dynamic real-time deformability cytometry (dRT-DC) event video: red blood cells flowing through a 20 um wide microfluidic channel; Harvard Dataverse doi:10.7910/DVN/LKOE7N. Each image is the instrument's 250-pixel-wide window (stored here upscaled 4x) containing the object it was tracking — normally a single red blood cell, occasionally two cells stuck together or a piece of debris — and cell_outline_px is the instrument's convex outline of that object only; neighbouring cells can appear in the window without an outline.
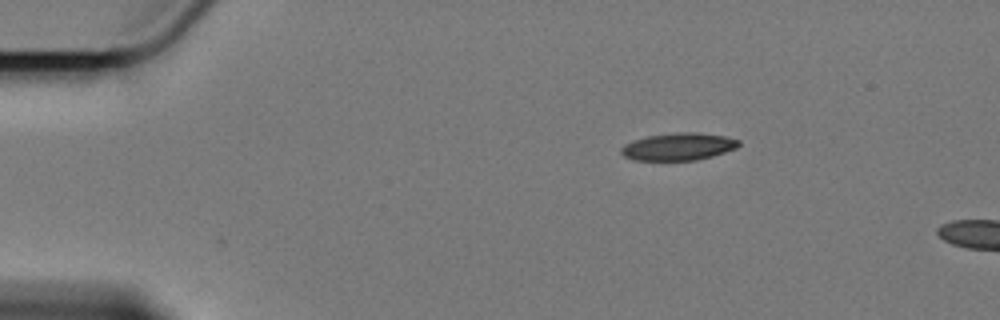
{"species": "Egyptian fruit bat (a non-hibernating species)", "species_latin": "Rousettus aegyptiacus", "temperature_condition": "cold", "stored_images_in_passage": 5, "camera_frame_rate_fps": 3000, "um_per_image_px": 0.085, "animal": {"sex": "female"}, "frame": {"image": 1, "passage_image": 1, "time_ms": 0.0, "image_size_px": [1000, 320], "cell_outline_px": [[740, 144], [736, 148], [712, 156], [696, 160], [636, 160], [624, 156], [620, 152], [620, 148], [624, 144], [632, 140], [648, 136], [676, 132], [696, 132], [724, 136], [740, 140]], "centroid_in_image_um": [57.65, 12.46], "position_along_channel_um": 27.4, "area_um2": 18.73}}